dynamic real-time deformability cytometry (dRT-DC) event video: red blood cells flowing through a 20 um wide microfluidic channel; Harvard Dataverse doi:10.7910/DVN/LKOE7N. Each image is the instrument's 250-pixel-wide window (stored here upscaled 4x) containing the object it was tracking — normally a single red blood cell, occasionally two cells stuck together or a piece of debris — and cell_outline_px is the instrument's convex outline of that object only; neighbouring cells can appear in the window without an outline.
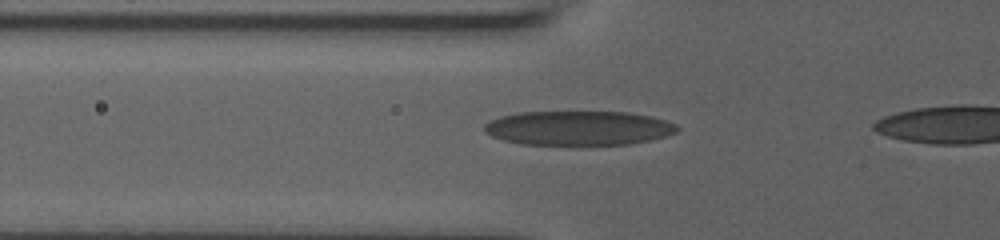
{"species": "human", "species_latin": "Homo sapiens", "temperature_condition": "room temperature", "stored_images_in_passage": 39, "camera_frame_rate_fps": 3000, "um_per_image_px": 0.085, "donor": {"sex": "male"}, "frame": {"image": 1, "passage_image": 10, "time_ms": 3.0, "image_size_px": [1000, 240], "cell_outline_px": [[680, 128], [676, 132], [652, 140], [628, 144], [520, 144], [504, 140], [492, 136], [484, 132], [484, 124], [500, 116], [520, 112], [628, 112], [652, 116], [676, 124]], "centroid_in_image_um": [49.18, 10.88], "position_along_channel_um": 76.6, "area_um2": 38.49}}
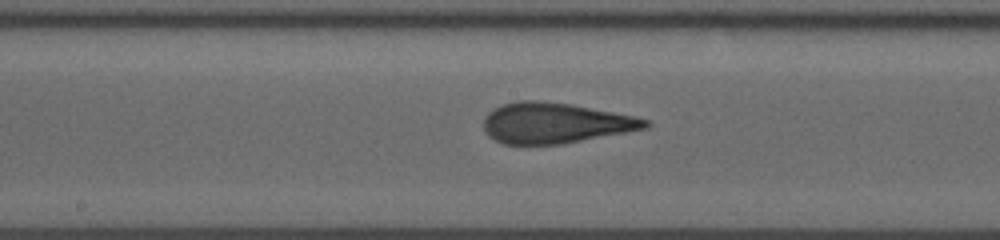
{"frame": {"image": 2, "passage_image": 20, "time_ms": 6.333, "image_size_px": [1000, 240], "cell_outline_px": [[652, 124], [648, 128], [564, 144], [504, 144], [488, 136], [484, 128], [484, 116], [488, 112], [504, 104], [516, 100], [536, 100], [572, 104], [636, 116], [648, 120]], "centroid_in_image_um": [47.22, 10.45], "position_along_channel_um": 201.0, "area_um2": 38.38}}
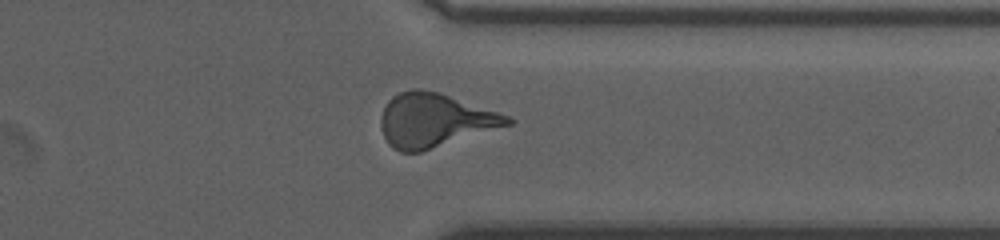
{"frame": {"image": 3, "passage_image": 34, "time_ms": 11.0, "image_size_px": [1000, 240], "cell_outline_px": [[516, 120], [512, 124], [420, 152], [400, 152], [392, 148], [388, 144], [380, 128], [380, 116], [388, 100], [392, 96], [400, 92], [412, 88], [420, 88], [440, 92], [508, 116]], "centroid_in_image_um": [36.9, 10.22], "position_along_channel_um": 374.5, "area_um2": 39.65}}